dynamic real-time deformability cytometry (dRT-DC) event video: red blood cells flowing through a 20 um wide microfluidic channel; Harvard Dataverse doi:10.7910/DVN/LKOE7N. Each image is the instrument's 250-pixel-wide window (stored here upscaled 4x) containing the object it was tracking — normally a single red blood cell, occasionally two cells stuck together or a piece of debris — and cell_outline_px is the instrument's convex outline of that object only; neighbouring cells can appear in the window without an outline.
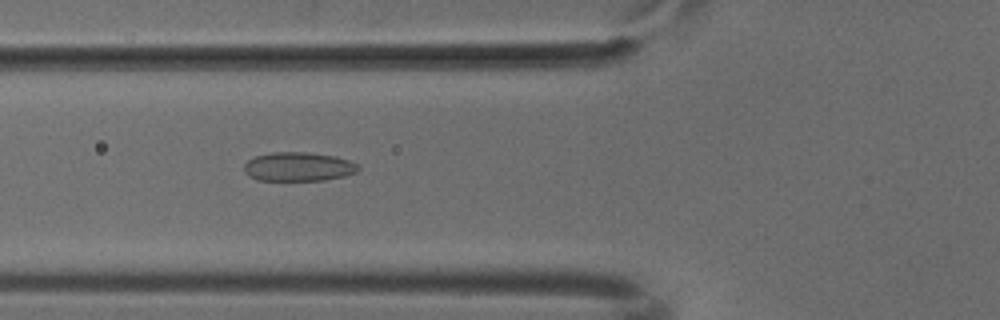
{"species": "common noctule bat (a hibernating species)", "species_latin": "Nyctalus noctula", "temperature_condition": "cold", "stored_images_in_passage": 51, "camera_frame_rate_fps": 3000, "um_per_image_px": 0.085, "animal": {"sex": "male", "body_mass_g": 18.8}, "frame": {"image": 1, "passage_image": 19, "time_ms": 6.0, "image_size_px": [1000, 320], "cell_outline_px": [[360, 168], [356, 172], [344, 176], [324, 180], [256, 180], [248, 176], [244, 172], [244, 164], [248, 160], [256, 156], [272, 152], [308, 152], [336, 156], [348, 160], [356, 164]], "centroid_in_image_um": [25.34, 14.17], "position_along_channel_um": 100.5, "area_um2": 19.31}}
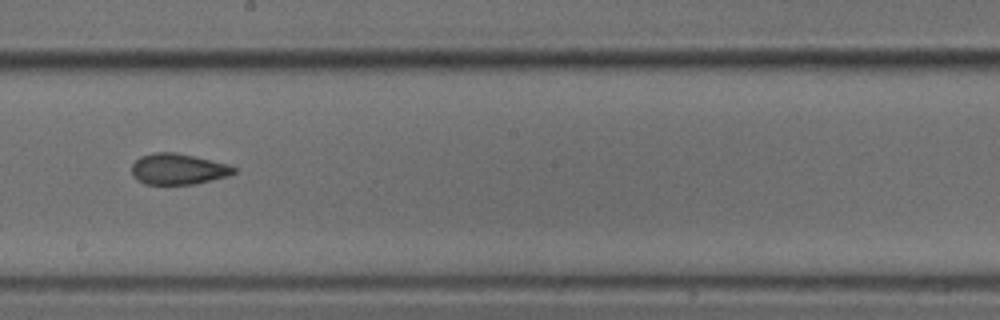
{"frame": {"image": 2, "passage_image": 29, "time_ms": 9.333, "image_size_px": [1000, 320], "cell_outline_px": [[236, 172], [228, 176], [196, 184], [144, 184], [136, 180], [132, 176], [132, 164], [140, 156], [152, 152], [176, 152], [228, 164], [236, 168]], "centroid_in_image_um": [15.12, 14.37], "position_along_channel_um": 233.1, "area_um2": 18.55}}
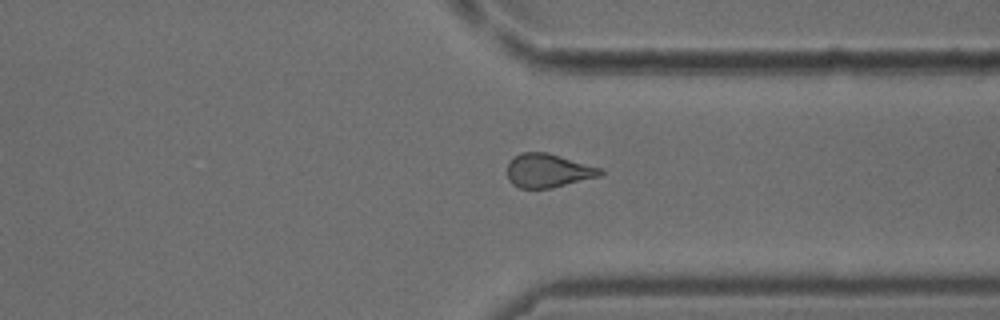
{"frame": {"image": 3, "passage_image": 39, "time_ms": 12.667, "image_size_px": [1000, 320], "cell_outline_px": [[604, 172], [600, 176], [552, 188], [520, 188], [512, 184], [508, 180], [508, 160], [520, 152], [548, 152], [600, 168]], "centroid_in_image_um": [46.55, 14.5], "position_along_channel_um": 364.8, "area_um2": 18.32}}